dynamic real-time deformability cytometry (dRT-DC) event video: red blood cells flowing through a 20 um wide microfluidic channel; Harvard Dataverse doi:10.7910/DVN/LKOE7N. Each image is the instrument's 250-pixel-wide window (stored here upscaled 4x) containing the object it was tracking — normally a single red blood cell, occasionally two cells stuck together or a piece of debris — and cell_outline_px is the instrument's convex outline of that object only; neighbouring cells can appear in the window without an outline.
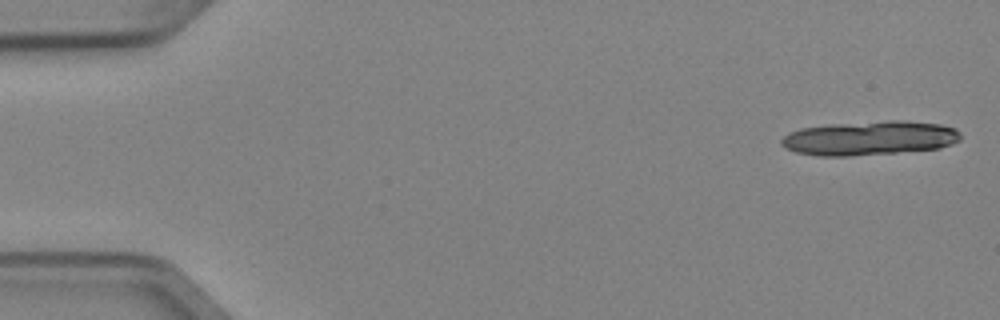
{"species": "Egyptian fruit bat (a non-hibernating species)", "species_latin": "Rousettus aegyptiacus", "temperature_condition": "cold", "stored_images_in_passage": 7, "camera_frame_rate_fps": 3000, "um_per_image_px": 0.085, "animal": {"sex": "female"}, "frame": {"image": 1, "passage_image": 1, "time_ms": 0.0, "image_size_px": [1000, 320], "cell_outline_px": [[960, 140], [952, 144], [940, 148], [896, 152], [848, 156], [820, 156], [796, 152], [780, 144], [780, 140], [788, 132], [800, 128], [828, 124], [888, 120], [904, 120], [940, 124], [956, 128], [960, 132]], "centroid_in_image_um": [73.92, 11.72], "position_along_channel_um": 11.1, "area_um2": 35.89}}